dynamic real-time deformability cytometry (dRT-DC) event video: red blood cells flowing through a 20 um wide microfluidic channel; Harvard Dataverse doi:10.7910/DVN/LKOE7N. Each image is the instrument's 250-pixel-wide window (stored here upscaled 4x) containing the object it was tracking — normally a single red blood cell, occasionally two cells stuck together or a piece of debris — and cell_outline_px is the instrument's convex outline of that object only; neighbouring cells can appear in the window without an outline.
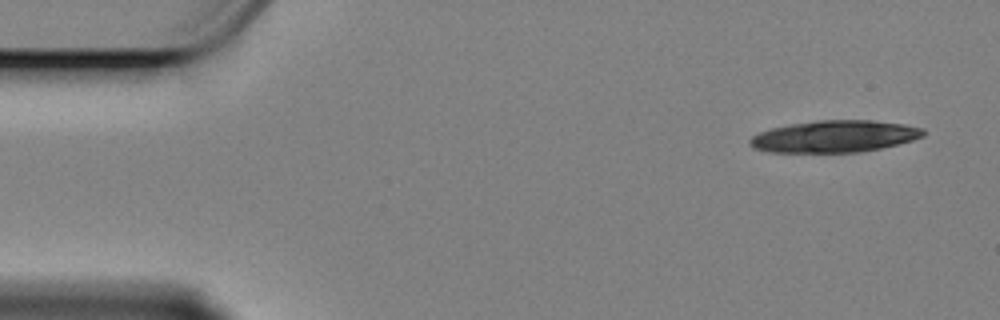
{"species": "Egyptian fruit bat (a non-hibernating species)", "species_latin": "Rousettus aegyptiacus", "temperature_condition": "cold", "stored_images_in_passage": 16, "camera_frame_rate_fps": 3000, "um_per_image_px": 0.085, "animal": {"sex": "female"}, "frame": {"image": 1, "passage_image": 1, "time_ms": 0.0, "image_size_px": [1000, 320], "cell_outline_px": [[924, 136], [912, 140], [880, 148], [860, 152], [768, 152], [752, 148], [748, 144], [748, 140], [752, 136], [760, 132], [772, 128], [792, 124], [816, 120], [872, 120], [904, 124], [924, 128]], "centroid_in_image_um": [70.91, 11.59], "position_along_channel_um": 14.1, "area_um2": 32.19}}